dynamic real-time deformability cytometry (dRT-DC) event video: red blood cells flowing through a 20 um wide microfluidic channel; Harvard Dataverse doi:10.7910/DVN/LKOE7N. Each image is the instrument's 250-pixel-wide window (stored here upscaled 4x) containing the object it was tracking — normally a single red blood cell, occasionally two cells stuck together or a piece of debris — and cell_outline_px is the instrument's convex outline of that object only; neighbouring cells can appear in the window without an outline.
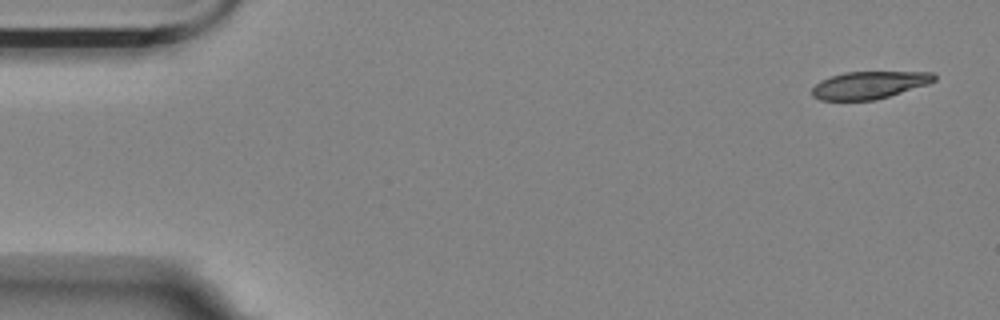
{"species": "Egyptian fruit bat (a non-hibernating species)", "species_latin": "Rousettus aegyptiacus", "temperature_condition": "room temperature", "stored_images_in_passage": 4, "camera_frame_rate_fps": 3000, "um_per_image_px": 0.085, "animal": {"sex": "female"}, "frame": {"image": 1, "passage_image": 1, "time_ms": 0.0, "image_size_px": [1000, 320], "cell_outline_px": [[936, 80], [928, 84], [876, 100], [820, 100], [812, 96], [812, 88], [820, 80], [844, 72], [932, 72], [936, 76]], "centroid_in_image_um": [73.88, 7.23], "position_along_channel_um": 11.1, "area_um2": 19.48}}
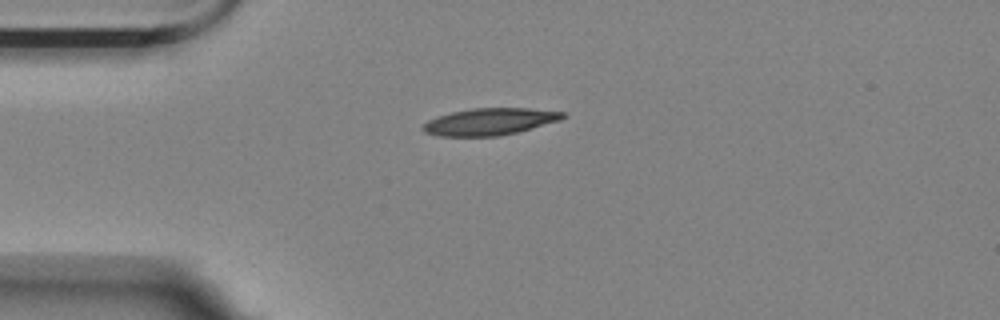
{"frame": {"image": 2, "passage_image": 4, "time_ms": 1.0, "image_size_px": [1000, 320], "cell_outline_px": [[568, 116], [560, 120], [516, 132], [500, 136], [440, 136], [424, 132], [420, 128], [428, 120], [436, 116], [452, 112], [472, 108], [528, 108], [564, 112]], "centroid_in_image_um": [41.6, 10.33], "position_along_channel_um": 43.4, "area_um2": 21.91}}